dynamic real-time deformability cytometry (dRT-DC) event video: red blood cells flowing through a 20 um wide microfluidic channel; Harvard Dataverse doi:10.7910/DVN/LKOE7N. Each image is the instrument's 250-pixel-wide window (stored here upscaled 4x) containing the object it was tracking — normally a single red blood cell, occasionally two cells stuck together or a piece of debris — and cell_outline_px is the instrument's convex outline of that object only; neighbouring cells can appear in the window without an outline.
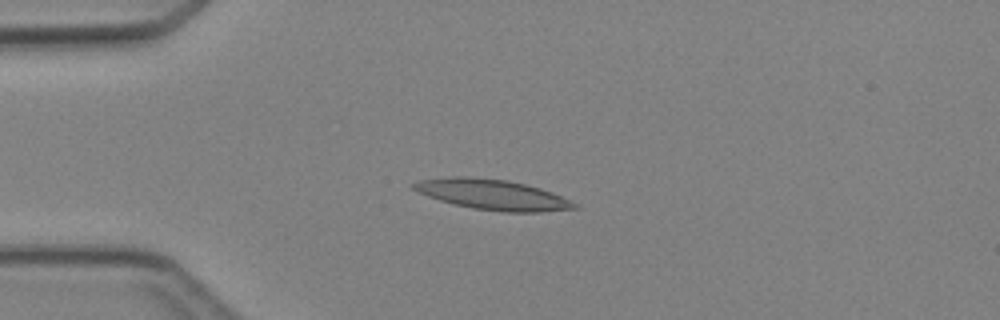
{"species": "Egyptian fruit bat (a non-hibernating species)", "species_latin": "Rousettus aegyptiacus", "temperature_condition": "cold", "stored_images_in_passage": 3, "camera_frame_rate_fps": 3000, "um_per_image_px": 0.085, "animal": {"sex": "female"}, "frame": {"image": 1, "passage_image": 3, "time_ms": 2.333, "image_size_px": [1000, 320], "cell_outline_px": [[580, 208], [540, 212], [504, 212], [472, 208], [452, 204], [416, 192], [408, 184], [420, 180], [448, 176], [468, 176], [508, 180], [540, 188], [552, 192], [572, 200], [580, 204]], "centroid_in_image_um": [41.86, 16.54], "position_along_channel_um": 43.1, "area_um2": 28.84}}